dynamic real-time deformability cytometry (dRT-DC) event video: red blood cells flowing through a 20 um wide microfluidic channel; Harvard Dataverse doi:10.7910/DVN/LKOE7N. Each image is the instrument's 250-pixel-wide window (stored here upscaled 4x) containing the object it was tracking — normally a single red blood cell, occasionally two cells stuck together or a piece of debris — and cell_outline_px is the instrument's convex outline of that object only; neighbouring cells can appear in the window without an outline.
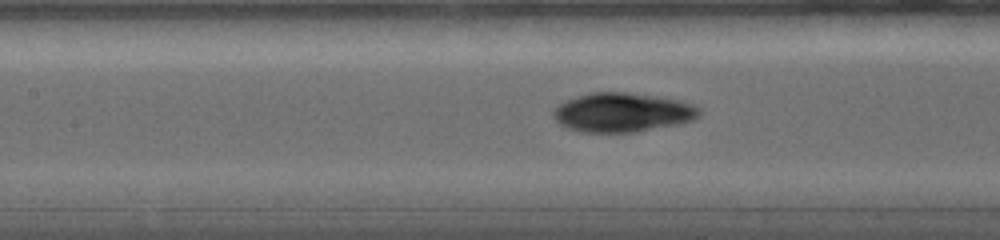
{"species": "common noctule bat (a hibernating species)", "species_latin": "Nyctalus noctula", "temperature_condition": "warm", "stored_images_in_passage": 38, "camera_frame_rate_fps": 5000, "um_per_image_px": 0.085, "animal": {"sex": "female", "body_mass_g": 19.0, "forearm_length_mm": 56.7}, "frame": {"image": 1, "passage_image": 13, "time_ms": 5.4, "image_size_px": [1000, 240], "cell_outline_px": [[700, 116], [692, 120], [676, 124], [636, 132], [580, 132], [568, 128], [560, 124], [552, 116], [552, 108], [576, 96], [592, 92], [624, 92], [656, 96], [676, 100], [692, 104], [700, 108]], "centroid_in_image_um": [52.87, 9.56], "position_along_channel_um": 154.5, "area_um2": 33.18}}
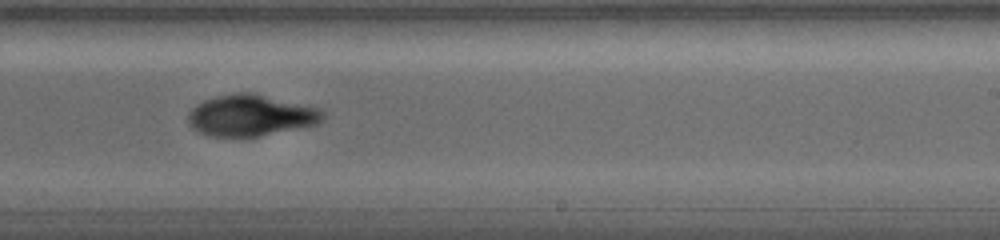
{"frame": {"image": 2, "passage_image": 19, "time_ms": 8.4, "image_size_px": [1000, 240], "cell_outline_px": [[324, 120], [320, 124], [260, 136], [208, 136], [196, 132], [188, 124], [188, 112], [196, 104], [204, 100], [220, 96], [240, 92], [252, 92], [320, 108], [324, 112]], "centroid_in_image_um": [21.33, 9.82], "position_along_channel_um": 267.7, "area_um2": 32.66}}
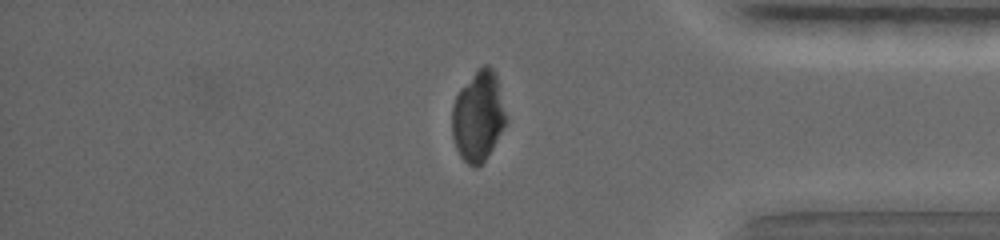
{"frame": {"image": 3, "passage_image": 36, "time_ms": 12.2, "image_size_px": [1000, 240], "cell_outline_px": [[508, 120], [492, 148], [484, 160], [476, 168], [468, 164], [460, 156], [456, 148], [452, 136], [452, 104], [460, 88], [484, 64], [488, 64], [492, 68], [496, 76], [508, 116]], "centroid_in_image_um": [40.65, 9.88], "position_along_channel_um": 394.5, "area_um2": 28.32}}